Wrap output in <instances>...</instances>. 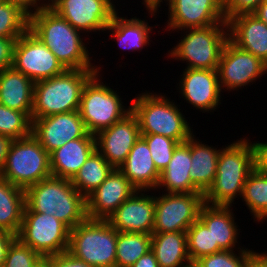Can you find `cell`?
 Listing matches in <instances>:
<instances>
[{
    "label": "cell",
    "mask_w": 267,
    "mask_h": 267,
    "mask_svg": "<svg viewBox=\"0 0 267 267\" xmlns=\"http://www.w3.org/2000/svg\"><path fill=\"white\" fill-rule=\"evenodd\" d=\"M29 30L38 37L66 69H96L79 30L52 9H38L29 15ZM81 33V34H80ZM82 37V38H81Z\"/></svg>",
    "instance_id": "cell-1"
},
{
    "label": "cell",
    "mask_w": 267,
    "mask_h": 267,
    "mask_svg": "<svg viewBox=\"0 0 267 267\" xmlns=\"http://www.w3.org/2000/svg\"><path fill=\"white\" fill-rule=\"evenodd\" d=\"M249 137L240 138L222 146L218 156L216 177L203 194L209 205L233 206L242 197L243 187L249 174L255 169L254 148Z\"/></svg>",
    "instance_id": "cell-2"
},
{
    "label": "cell",
    "mask_w": 267,
    "mask_h": 267,
    "mask_svg": "<svg viewBox=\"0 0 267 267\" xmlns=\"http://www.w3.org/2000/svg\"><path fill=\"white\" fill-rule=\"evenodd\" d=\"M24 211L55 216L70 229L87 218L86 198L72 185L71 180L53 176L25 190Z\"/></svg>",
    "instance_id": "cell-3"
},
{
    "label": "cell",
    "mask_w": 267,
    "mask_h": 267,
    "mask_svg": "<svg viewBox=\"0 0 267 267\" xmlns=\"http://www.w3.org/2000/svg\"><path fill=\"white\" fill-rule=\"evenodd\" d=\"M132 112L137 116L141 134H158L179 143L186 142L194 133L180 105L170 98L149 91L135 95ZM179 107V108H178Z\"/></svg>",
    "instance_id": "cell-4"
},
{
    "label": "cell",
    "mask_w": 267,
    "mask_h": 267,
    "mask_svg": "<svg viewBox=\"0 0 267 267\" xmlns=\"http://www.w3.org/2000/svg\"><path fill=\"white\" fill-rule=\"evenodd\" d=\"M96 72V69H67L35 82L31 119L77 111L83 88Z\"/></svg>",
    "instance_id": "cell-5"
},
{
    "label": "cell",
    "mask_w": 267,
    "mask_h": 267,
    "mask_svg": "<svg viewBox=\"0 0 267 267\" xmlns=\"http://www.w3.org/2000/svg\"><path fill=\"white\" fill-rule=\"evenodd\" d=\"M183 31L186 34L183 32L182 39L168 51V58L186 62L189 69L217 70L222 50L229 40L227 22Z\"/></svg>",
    "instance_id": "cell-6"
},
{
    "label": "cell",
    "mask_w": 267,
    "mask_h": 267,
    "mask_svg": "<svg viewBox=\"0 0 267 267\" xmlns=\"http://www.w3.org/2000/svg\"><path fill=\"white\" fill-rule=\"evenodd\" d=\"M117 230L107 220L86 218L70 230L67 252L93 267H115Z\"/></svg>",
    "instance_id": "cell-7"
},
{
    "label": "cell",
    "mask_w": 267,
    "mask_h": 267,
    "mask_svg": "<svg viewBox=\"0 0 267 267\" xmlns=\"http://www.w3.org/2000/svg\"><path fill=\"white\" fill-rule=\"evenodd\" d=\"M51 176L50 154L32 134L12 141L1 178L26 190Z\"/></svg>",
    "instance_id": "cell-8"
},
{
    "label": "cell",
    "mask_w": 267,
    "mask_h": 267,
    "mask_svg": "<svg viewBox=\"0 0 267 267\" xmlns=\"http://www.w3.org/2000/svg\"><path fill=\"white\" fill-rule=\"evenodd\" d=\"M99 73L96 72L85 84L78 109L92 135L111 127L132 111L131 104L126 108L119 92L104 84Z\"/></svg>",
    "instance_id": "cell-9"
},
{
    "label": "cell",
    "mask_w": 267,
    "mask_h": 267,
    "mask_svg": "<svg viewBox=\"0 0 267 267\" xmlns=\"http://www.w3.org/2000/svg\"><path fill=\"white\" fill-rule=\"evenodd\" d=\"M70 228L55 216L24 211L20 230L16 235L42 257L62 254L68 250Z\"/></svg>",
    "instance_id": "cell-10"
},
{
    "label": "cell",
    "mask_w": 267,
    "mask_h": 267,
    "mask_svg": "<svg viewBox=\"0 0 267 267\" xmlns=\"http://www.w3.org/2000/svg\"><path fill=\"white\" fill-rule=\"evenodd\" d=\"M202 192L155 195L153 233L186 232L199 218Z\"/></svg>",
    "instance_id": "cell-11"
},
{
    "label": "cell",
    "mask_w": 267,
    "mask_h": 267,
    "mask_svg": "<svg viewBox=\"0 0 267 267\" xmlns=\"http://www.w3.org/2000/svg\"><path fill=\"white\" fill-rule=\"evenodd\" d=\"M12 66L34 83L60 75L67 70L29 29L15 41Z\"/></svg>",
    "instance_id": "cell-12"
},
{
    "label": "cell",
    "mask_w": 267,
    "mask_h": 267,
    "mask_svg": "<svg viewBox=\"0 0 267 267\" xmlns=\"http://www.w3.org/2000/svg\"><path fill=\"white\" fill-rule=\"evenodd\" d=\"M217 72L221 89L231 92L261 79L267 74V65L228 40L222 50Z\"/></svg>",
    "instance_id": "cell-13"
},
{
    "label": "cell",
    "mask_w": 267,
    "mask_h": 267,
    "mask_svg": "<svg viewBox=\"0 0 267 267\" xmlns=\"http://www.w3.org/2000/svg\"><path fill=\"white\" fill-rule=\"evenodd\" d=\"M166 5L169 13L166 31L173 33L226 22L223 0H168Z\"/></svg>",
    "instance_id": "cell-14"
},
{
    "label": "cell",
    "mask_w": 267,
    "mask_h": 267,
    "mask_svg": "<svg viewBox=\"0 0 267 267\" xmlns=\"http://www.w3.org/2000/svg\"><path fill=\"white\" fill-rule=\"evenodd\" d=\"M88 133L78 110L32 119V135L49 154Z\"/></svg>",
    "instance_id": "cell-15"
},
{
    "label": "cell",
    "mask_w": 267,
    "mask_h": 267,
    "mask_svg": "<svg viewBox=\"0 0 267 267\" xmlns=\"http://www.w3.org/2000/svg\"><path fill=\"white\" fill-rule=\"evenodd\" d=\"M140 137L137 116L131 111L95 135L96 150L114 169H119Z\"/></svg>",
    "instance_id": "cell-16"
},
{
    "label": "cell",
    "mask_w": 267,
    "mask_h": 267,
    "mask_svg": "<svg viewBox=\"0 0 267 267\" xmlns=\"http://www.w3.org/2000/svg\"><path fill=\"white\" fill-rule=\"evenodd\" d=\"M80 32H104L117 11L107 0H59L52 8Z\"/></svg>",
    "instance_id": "cell-17"
},
{
    "label": "cell",
    "mask_w": 267,
    "mask_h": 267,
    "mask_svg": "<svg viewBox=\"0 0 267 267\" xmlns=\"http://www.w3.org/2000/svg\"><path fill=\"white\" fill-rule=\"evenodd\" d=\"M183 70L177 87L181 97L202 113L215 111L221 104V92H223L217 70L189 68Z\"/></svg>",
    "instance_id": "cell-18"
},
{
    "label": "cell",
    "mask_w": 267,
    "mask_h": 267,
    "mask_svg": "<svg viewBox=\"0 0 267 267\" xmlns=\"http://www.w3.org/2000/svg\"><path fill=\"white\" fill-rule=\"evenodd\" d=\"M137 190L107 219L118 232H135L152 235L155 214V196Z\"/></svg>",
    "instance_id": "cell-19"
},
{
    "label": "cell",
    "mask_w": 267,
    "mask_h": 267,
    "mask_svg": "<svg viewBox=\"0 0 267 267\" xmlns=\"http://www.w3.org/2000/svg\"><path fill=\"white\" fill-rule=\"evenodd\" d=\"M137 190L119 169H114L105 181L86 197L87 218L107 220Z\"/></svg>",
    "instance_id": "cell-20"
},
{
    "label": "cell",
    "mask_w": 267,
    "mask_h": 267,
    "mask_svg": "<svg viewBox=\"0 0 267 267\" xmlns=\"http://www.w3.org/2000/svg\"><path fill=\"white\" fill-rule=\"evenodd\" d=\"M229 40L267 65V24L254 14H242L228 22Z\"/></svg>",
    "instance_id": "cell-21"
},
{
    "label": "cell",
    "mask_w": 267,
    "mask_h": 267,
    "mask_svg": "<svg viewBox=\"0 0 267 267\" xmlns=\"http://www.w3.org/2000/svg\"><path fill=\"white\" fill-rule=\"evenodd\" d=\"M96 150L95 135L66 142L50 153L51 175L72 180L88 157Z\"/></svg>",
    "instance_id": "cell-22"
},
{
    "label": "cell",
    "mask_w": 267,
    "mask_h": 267,
    "mask_svg": "<svg viewBox=\"0 0 267 267\" xmlns=\"http://www.w3.org/2000/svg\"><path fill=\"white\" fill-rule=\"evenodd\" d=\"M119 170L138 190L155 191L161 175L142 137L136 141Z\"/></svg>",
    "instance_id": "cell-23"
},
{
    "label": "cell",
    "mask_w": 267,
    "mask_h": 267,
    "mask_svg": "<svg viewBox=\"0 0 267 267\" xmlns=\"http://www.w3.org/2000/svg\"><path fill=\"white\" fill-rule=\"evenodd\" d=\"M231 207L204 203L199 211V219L211 230L213 245H218L223 251H234L239 242V232H242Z\"/></svg>",
    "instance_id": "cell-24"
},
{
    "label": "cell",
    "mask_w": 267,
    "mask_h": 267,
    "mask_svg": "<svg viewBox=\"0 0 267 267\" xmlns=\"http://www.w3.org/2000/svg\"><path fill=\"white\" fill-rule=\"evenodd\" d=\"M191 170V137L184 143H179L167 167L161 172L156 191L160 188L164 193L201 192L190 178Z\"/></svg>",
    "instance_id": "cell-25"
},
{
    "label": "cell",
    "mask_w": 267,
    "mask_h": 267,
    "mask_svg": "<svg viewBox=\"0 0 267 267\" xmlns=\"http://www.w3.org/2000/svg\"><path fill=\"white\" fill-rule=\"evenodd\" d=\"M33 94L34 82L13 66L0 72V103L4 106L31 118Z\"/></svg>",
    "instance_id": "cell-26"
},
{
    "label": "cell",
    "mask_w": 267,
    "mask_h": 267,
    "mask_svg": "<svg viewBox=\"0 0 267 267\" xmlns=\"http://www.w3.org/2000/svg\"><path fill=\"white\" fill-rule=\"evenodd\" d=\"M118 10L113 15L110 24L105 31L112 32L111 37L124 50L139 51L143 47L150 45V34L153 26L148 24V20H141L137 17L130 19L119 16ZM140 49V50H139Z\"/></svg>",
    "instance_id": "cell-27"
},
{
    "label": "cell",
    "mask_w": 267,
    "mask_h": 267,
    "mask_svg": "<svg viewBox=\"0 0 267 267\" xmlns=\"http://www.w3.org/2000/svg\"><path fill=\"white\" fill-rule=\"evenodd\" d=\"M191 136V182L204 194L216 177L218 156L221 149L206 145Z\"/></svg>",
    "instance_id": "cell-28"
},
{
    "label": "cell",
    "mask_w": 267,
    "mask_h": 267,
    "mask_svg": "<svg viewBox=\"0 0 267 267\" xmlns=\"http://www.w3.org/2000/svg\"><path fill=\"white\" fill-rule=\"evenodd\" d=\"M151 251L159 267H183L190 262L186 232L152 233Z\"/></svg>",
    "instance_id": "cell-29"
},
{
    "label": "cell",
    "mask_w": 267,
    "mask_h": 267,
    "mask_svg": "<svg viewBox=\"0 0 267 267\" xmlns=\"http://www.w3.org/2000/svg\"><path fill=\"white\" fill-rule=\"evenodd\" d=\"M25 208V190L0 177V230L18 234Z\"/></svg>",
    "instance_id": "cell-30"
},
{
    "label": "cell",
    "mask_w": 267,
    "mask_h": 267,
    "mask_svg": "<svg viewBox=\"0 0 267 267\" xmlns=\"http://www.w3.org/2000/svg\"><path fill=\"white\" fill-rule=\"evenodd\" d=\"M114 168L95 150L71 180L72 185L86 198L98 188Z\"/></svg>",
    "instance_id": "cell-31"
},
{
    "label": "cell",
    "mask_w": 267,
    "mask_h": 267,
    "mask_svg": "<svg viewBox=\"0 0 267 267\" xmlns=\"http://www.w3.org/2000/svg\"><path fill=\"white\" fill-rule=\"evenodd\" d=\"M241 199L254 221L267 220V174L254 169L245 181Z\"/></svg>",
    "instance_id": "cell-32"
},
{
    "label": "cell",
    "mask_w": 267,
    "mask_h": 267,
    "mask_svg": "<svg viewBox=\"0 0 267 267\" xmlns=\"http://www.w3.org/2000/svg\"><path fill=\"white\" fill-rule=\"evenodd\" d=\"M150 250V234L117 231L115 267H131Z\"/></svg>",
    "instance_id": "cell-33"
},
{
    "label": "cell",
    "mask_w": 267,
    "mask_h": 267,
    "mask_svg": "<svg viewBox=\"0 0 267 267\" xmlns=\"http://www.w3.org/2000/svg\"><path fill=\"white\" fill-rule=\"evenodd\" d=\"M29 29V14L20 6L0 0V37L19 38Z\"/></svg>",
    "instance_id": "cell-34"
},
{
    "label": "cell",
    "mask_w": 267,
    "mask_h": 267,
    "mask_svg": "<svg viewBox=\"0 0 267 267\" xmlns=\"http://www.w3.org/2000/svg\"><path fill=\"white\" fill-rule=\"evenodd\" d=\"M186 235L190 261L223 251L218 245H213L211 230L199 218L188 228Z\"/></svg>",
    "instance_id": "cell-35"
},
{
    "label": "cell",
    "mask_w": 267,
    "mask_h": 267,
    "mask_svg": "<svg viewBox=\"0 0 267 267\" xmlns=\"http://www.w3.org/2000/svg\"><path fill=\"white\" fill-rule=\"evenodd\" d=\"M32 134V119L25 113L10 109L0 103V135L12 140Z\"/></svg>",
    "instance_id": "cell-36"
},
{
    "label": "cell",
    "mask_w": 267,
    "mask_h": 267,
    "mask_svg": "<svg viewBox=\"0 0 267 267\" xmlns=\"http://www.w3.org/2000/svg\"><path fill=\"white\" fill-rule=\"evenodd\" d=\"M141 137L146 141L154 164L161 173L170 162L179 142L158 134H141Z\"/></svg>",
    "instance_id": "cell-37"
},
{
    "label": "cell",
    "mask_w": 267,
    "mask_h": 267,
    "mask_svg": "<svg viewBox=\"0 0 267 267\" xmlns=\"http://www.w3.org/2000/svg\"><path fill=\"white\" fill-rule=\"evenodd\" d=\"M242 248V249H241ZM240 246L235 251H220L218 253H213L211 255H206L196 262L201 267H245L246 262L249 256L254 252V250H250L248 248H244Z\"/></svg>",
    "instance_id": "cell-38"
},
{
    "label": "cell",
    "mask_w": 267,
    "mask_h": 267,
    "mask_svg": "<svg viewBox=\"0 0 267 267\" xmlns=\"http://www.w3.org/2000/svg\"><path fill=\"white\" fill-rule=\"evenodd\" d=\"M41 258L30 246L15 238L7 250L2 267H34Z\"/></svg>",
    "instance_id": "cell-39"
},
{
    "label": "cell",
    "mask_w": 267,
    "mask_h": 267,
    "mask_svg": "<svg viewBox=\"0 0 267 267\" xmlns=\"http://www.w3.org/2000/svg\"><path fill=\"white\" fill-rule=\"evenodd\" d=\"M263 0H223L226 22L242 14H253Z\"/></svg>",
    "instance_id": "cell-40"
},
{
    "label": "cell",
    "mask_w": 267,
    "mask_h": 267,
    "mask_svg": "<svg viewBox=\"0 0 267 267\" xmlns=\"http://www.w3.org/2000/svg\"><path fill=\"white\" fill-rule=\"evenodd\" d=\"M18 38L0 37V72L13 65V48Z\"/></svg>",
    "instance_id": "cell-41"
},
{
    "label": "cell",
    "mask_w": 267,
    "mask_h": 267,
    "mask_svg": "<svg viewBox=\"0 0 267 267\" xmlns=\"http://www.w3.org/2000/svg\"><path fill=\"white\" fill-rule=\"evenodd\" d=\"M48 258L51 260L52 267H93L73 257L67 251Z\"/></svg>",
    "instance_id": "cell-42"
},
{
    "label": "cell",
    "mask_w": 267,
    "mask_h": 267,
    "mask_svg": "<svg viewBox=\"0 0 267 267\" xmlns=\"http://www.w3.org/2000/svg\"><path fill=\"white\" fill-rule=\"evenodd\" d=\"M255 169L267 174V142H253Z\"/></svg>",
    "instance_id": "cell-43"
},
{
    "label": "cell",
    "mask_w": 267,
    "mask_h": 267,
    "mask_svg": "<svg viewBox=\"0 0 267 267\" xmlns=\"http://www.w3.org/2000/svg\"><path fill=\"white\" fill-rule=\"evenodd\" d=\"M15 238L16 236L14 234L0 230V267H2L6 258L7 250Z\"/></svg>",
    "instance_id": "cell-44"
},
{
    "label": "cell",
    "mask_w": 267,
    "mask_h": 267,
    "mask_svg": "<svg viewBox=\"0 0 267 267\" xmlns=\"http://www.w3.org/2000/svg\"><path fill=\"white\" fill-rule=\"evenodd\" d=\"M245 267H267V253L253 252L249 256Z\"/></svg>",
    "instance_id": "cell-45"
},
{
    "label": "cell",
    "mask_w": 267,
    "mask_h": 267,
    "mask_svg": "<svg viewBox=\"0 0 267 267\" xmlns=\"http://www.w3.org/2000/svg\"><path fill=\"white\" fill-rule=\"evenodd\" d=\"M131 267H159L154 253L150 250L141 256Z\"/></svg>",
    "instance_id": "cell-46"
},
{
    "label": "cell",
    "mask_w": 267,
    "mask_h": 267,
    "mask_svg": "<svg viewBox=\"0 0 267 267\" xmlns=\"http://www.w3.org/2000/svg\"><path fill=\"white\" fill-rule=\"evenodd\" d=\"M12 141L13 140L11 138L0 135V172L6 162L7 153L9 152Z\"/></svg>",
    "instance_id": "cell-47"
},
{
    "label": "cell",
    "mask_w": 267,
    "mask_h": 267,
    "mask_svg": "<svg viewBox=\"0 0 267 267\" xmlns=\"http://www.w3.org/2000/svg\"><path fill=\"white\" fill-rule=\"evenodd\" d=\"M20 6L29 15L38 10V0H2ZM33 8V9H32Z\"/></svg>",
    "instance_id": "cell-48"
},
{
    "label": "cell",
    "mask_w": 267,
    "mask_h": 267,
    "mask_svg": "<svg viewBox=\"0 0 267 267\" xmlns=\"http://www.w3.org/2000/svg\"><path fill=\"white\" fill-rule=\"evenodd\" d=\"M142 4L146 7L150 16H154L159 12V7H161V3L163 4V0H142ZM166 3L168 0H164ZM156 13V14H155Z\"/></svg>",
    "instance_id": "cell-49"
},
{
    "label": "cell",
    "mask_w": 267,
    "mask_h": 267,
    "mask_svg": "<svg viewBox=\"0 0 267 267\" xmlns=\"http://www.w3.org/2000/svg\"><path fill=\"white\" fill-rule=\"evenodd\" d=\"M253 14L267 24V0H263Z\"/></svg>",
    "instance_id": "cell-50"
},
{
    "label": "cell",
    "mask_w": 267,
    "mask_h": 267,
    "mask_svg": "<svg viewBox=\"0 0 267 267\" xmlns=\"http://www.w3.org/2000/svg\"><path fill=\"white\" fill-rule=\"evenodd\" d=\"M59 0H38V9H51Z\"/></svg>",
    "instance_id": "cell-51"
},
{
    "label": "cell",
    "mask_w": 267,
    "mask_h": 267,
    "mask_svg": "<svg viewBox=\"0 0 267 267\" xmlns=\"http://www.w3.org/2000/svg\"><path fill=\"white\" fill-rule=\"evenodd\" d=\"M34 267H52V263L48 257H42Z\"/></svg>",
    "instance_id": "cell-52"
},
{
    "label": "cell",
    "mask_w": 267,
    "mask_h": 267,
    "mask_svg": "<svg viewBox=\"0 0 267 267\" xmlns=\"http://www.w3.org/2000/svg\"><path fill=\"white\" fill-rule=\"evenodd\" d=\"M183 267H201L196 261H190L189 263L185 264Z\"/></svg>",
    "instance_id": "cell-53"
},
{
    "label": "cell",
    "mask_w": 267,
    "mask_h": 267,
    "mask_svg": "<svg viewBox=\"0 0 267 267\" xmlns=\"http://www.w3.org/2000/svg\"><path fill=\"white\" fill-rule=\"evenodd\" d=\"M116 10H118L117 9V7L115 6V4H113L114 3V1L113 0H107Z\"/></svg>",
    "instance_id": "cell-54"
}]
</instances>
